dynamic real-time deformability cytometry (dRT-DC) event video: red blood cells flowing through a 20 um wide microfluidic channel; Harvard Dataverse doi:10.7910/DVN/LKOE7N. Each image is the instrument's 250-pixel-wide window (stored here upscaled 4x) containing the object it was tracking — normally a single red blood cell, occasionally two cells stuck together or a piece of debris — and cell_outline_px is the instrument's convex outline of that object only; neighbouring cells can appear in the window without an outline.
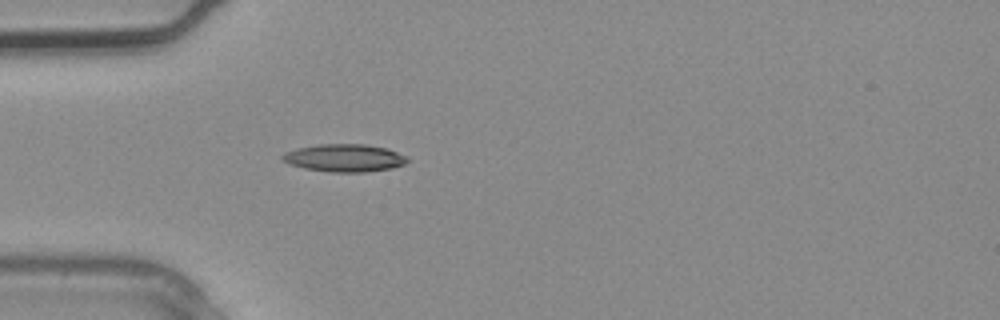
{"species": "common noctule bat (a hibernating species)", "species_latin": "Nyctalus noctula", "temperature_condition": "warm", "stored_images_in_passage": 1, "camera_frame_rate_fps": 3000, "um_per_image_px": 0.085, "animal": {"sex": "male", "body_mass_g": 20.4}, "frame": {"image": 1, "passage_image": 1, "time_ms": 0.0, "image_size_px": [1000, 320], "cell_outline_px": [[408, 160], [404, 164], [392, 168], [364, 172], [328, 172], [304, 168], [288, 164], [280, 156], [284, 152], [300, 148], [320, 144], [364, 144], [388, 148], [408, 156]], "centroid_in_image_um": [29.3, 13.42], "position_along_channel_um": 55.7, "area_um2": 20.17}}